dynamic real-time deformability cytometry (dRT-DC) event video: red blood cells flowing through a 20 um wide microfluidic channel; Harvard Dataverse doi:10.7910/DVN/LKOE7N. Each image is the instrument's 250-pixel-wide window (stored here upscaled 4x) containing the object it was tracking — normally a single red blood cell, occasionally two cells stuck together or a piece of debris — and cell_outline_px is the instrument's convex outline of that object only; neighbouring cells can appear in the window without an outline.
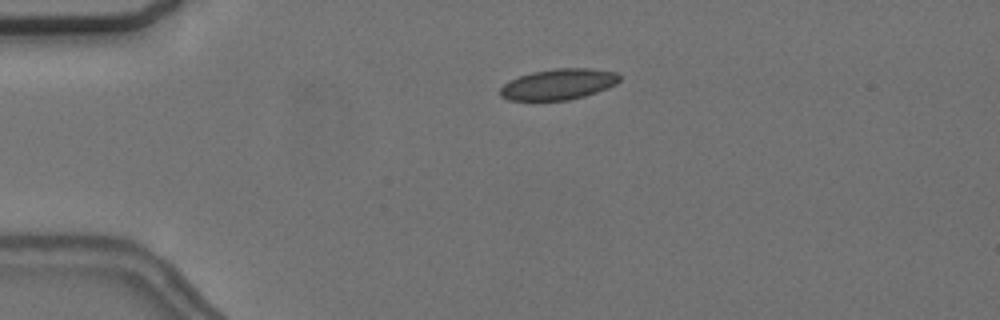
{"species": "common noctule bat (a hibernating species)", "species_latin": "Nyctalus noctula", "temperature_condition": "cold", "stored_images_in_passage": 2, "camera_frame_rate_fps": 3000, "um_per_image_px": 0.085, "animal": {"sex": "female", "body_mass_g": 24.6, "forearm_length_mm": 56.2}, "frame": {"image": 1, "passage_image": 1, "time_ms": 0.0, "image_size_px": [1000, 320], "cell_outline_px": [[620, 80], [616, 84], [608, 88], [584, 96], [568, 100], [508, 100], [500, 96], [500, 88], [504, 84], [520, 76], [532, 72], [556, 68], [592, 68], [616, 72], [620, 76]], "centroid_in_image_um": [47.49, 7.16], "position_along_channel_um": 37.5, "area_um2": 21.39}}